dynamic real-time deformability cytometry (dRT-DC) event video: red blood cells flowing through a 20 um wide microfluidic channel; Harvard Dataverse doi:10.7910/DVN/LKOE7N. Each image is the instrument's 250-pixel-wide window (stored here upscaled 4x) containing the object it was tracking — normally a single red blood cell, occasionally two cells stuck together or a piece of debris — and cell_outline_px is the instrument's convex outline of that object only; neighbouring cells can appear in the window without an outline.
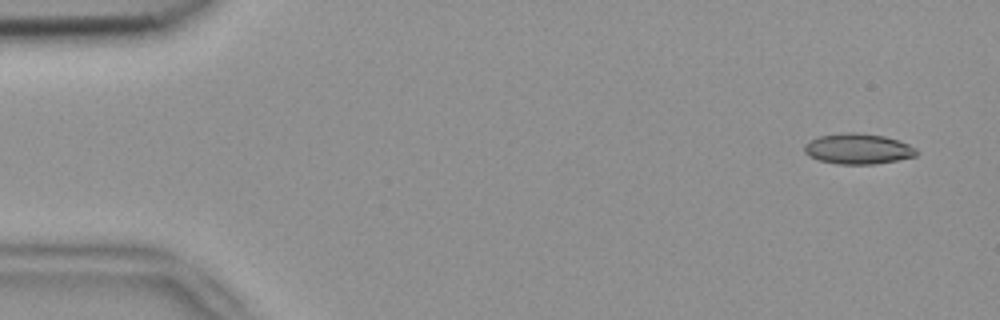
{"species": "common noctule bat (a hibernating species)", "species_latin": "Nyctalus noctula", "temperature_condition": "room temperature", "stored_images_in_passage": 7, "camera_frame_rate_fps": 3000, "um_per_image_px": 0.085, "animal": {"sex": "female", "body_mass_g": 18.4}, "frame": {"image": 1, "passage_image": 1, "time_ms": 0.0, "image_size_px": [1000, 320], "cell_outline_px": [[920, 152], [916, 156], [876, 164], [836, 164], [816, 160], [808, 156], [804, 152], [804, 144], [808, 140], [820, 136], [840, 132], [856, 132], [884, 136], [900, 140], [916, 148]], "centroid_in_image_um": [72.91, 12.65], "position_along_channel_um": 12.1, "area_um2": 20.35}}
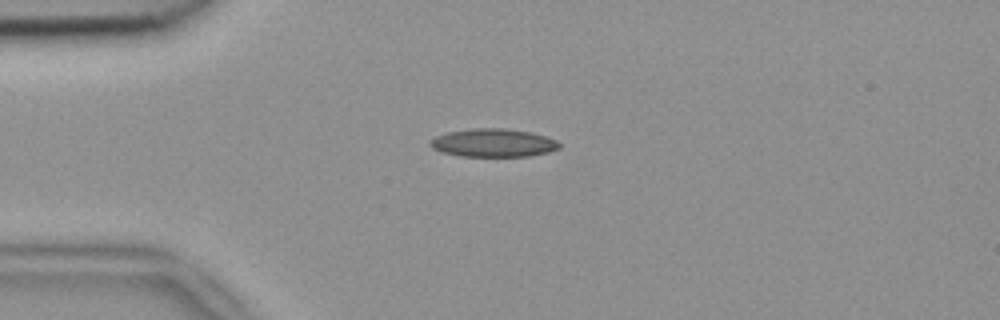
{"frame": {"image": 2, "passage_image": 4, "time_ms": 1.0, "image_size_px": [1000, 320], "cell_outline_px": [[560, 148], [548, 152], [528, 156], [460, 156], [444, 152], [432, 148], [432, 140], [436, 136], [448, 132], [472, 128], [504, 128], [532, 132], [556, 140], [560, 144]], "centroid_in_image_um": [41.97, 12.14], "position_along_channel_um": 43.0, "area_um2": 20.98}}